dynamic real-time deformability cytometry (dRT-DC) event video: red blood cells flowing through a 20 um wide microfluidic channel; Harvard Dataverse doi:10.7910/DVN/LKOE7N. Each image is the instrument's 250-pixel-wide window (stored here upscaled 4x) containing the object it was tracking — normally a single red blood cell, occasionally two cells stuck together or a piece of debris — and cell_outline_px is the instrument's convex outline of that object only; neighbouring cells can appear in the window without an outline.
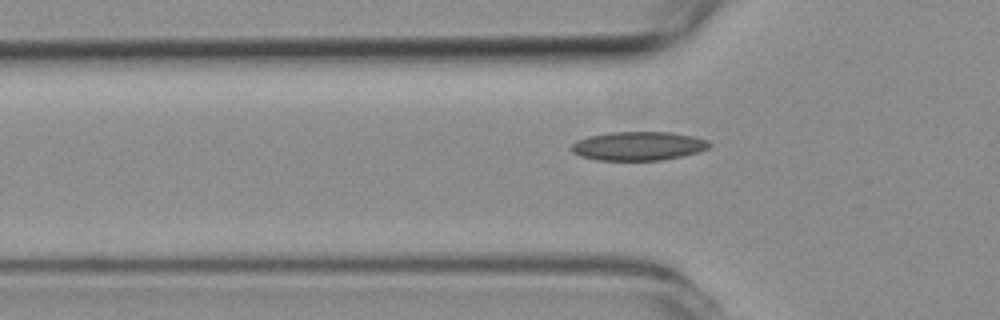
{"species": "common noctule bat (a hibernating species)", "species_latin": "Nyctalus noctula", "temperature_condition": "room temperature", "stored_images_in_passage": 41, "camera_frame_rate_fps": 3000, "um_per_image_px": 0.085, "animal": {"sex": "female", "body_mass_g": 19.3, "forearm_length_mm": 54.1}, "frame": {"image": 1, "passage_image": 8, "time_ms": 2.333, "image_size_px": [1000, 320], "cell_outline_px": [[712, 144], [708, 148], [696, 152], [680, 156], [660, 160], [596, 160], [580, 156], [572, 152], [568, 148], [576, 140], [588, 136], [612, 132], [672, 132], [692, 136], [708, 140]], "centroid_in_image_um": [54.21, 12.4], "position_along_channel_um": 71.6, "area_um2": 23.18}}
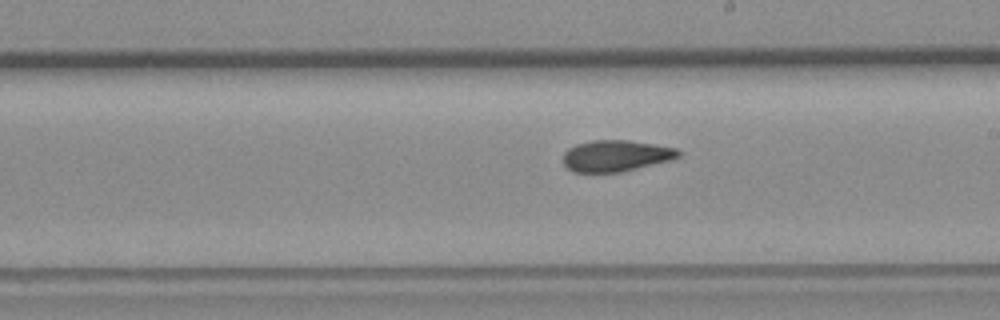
{"frame": {"image": 2, "passage_image": 21, "time_ms": 6.667, "image_size_px": [1000, 320], "cell_outline_px": [[680, 156], [672, 160], [620, 172], [576, 172], [568, 168], [564, 164], [564, 152], [568, 148], [576, 144], [592, 140], [628, 140], [676, 148], [680, 152]], "centroid_in_image_um": [52.35, 13.24], "position_along_channel_um": 236.6, "area_um2": 20.92}}
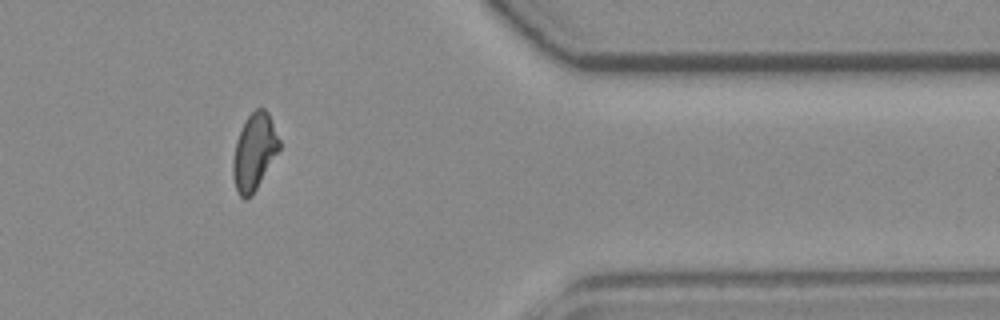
{"frame": {"image": 3, "passage_image": 35, "time_ms": 11.333, "image_size_px": [1000, 320], "cell_outline_px": [[280, 148], [252, 196], [244, 200], [236, 192], [232, 176], [232, 160], [236, 140], [244, 120], [256, 108], [264, 108], [268, 112], [280, 140]], "centroid_in_image_um": [21.58, 12.92], "position_along_channel_um": 389.8, "area_um2": 20.81}, "authors_computed_cell_mechanics": {"area_um2": 21.4438, "velocity_mm_per_s": 3.7894, "shape_relaxation_time_tau1_ms": 10.0288, "shape_relaxation_time_tau2_ms": 3.3251, "deformation_change_tau1": 0.2026, "deformation_change_tau2": 0.1061}}